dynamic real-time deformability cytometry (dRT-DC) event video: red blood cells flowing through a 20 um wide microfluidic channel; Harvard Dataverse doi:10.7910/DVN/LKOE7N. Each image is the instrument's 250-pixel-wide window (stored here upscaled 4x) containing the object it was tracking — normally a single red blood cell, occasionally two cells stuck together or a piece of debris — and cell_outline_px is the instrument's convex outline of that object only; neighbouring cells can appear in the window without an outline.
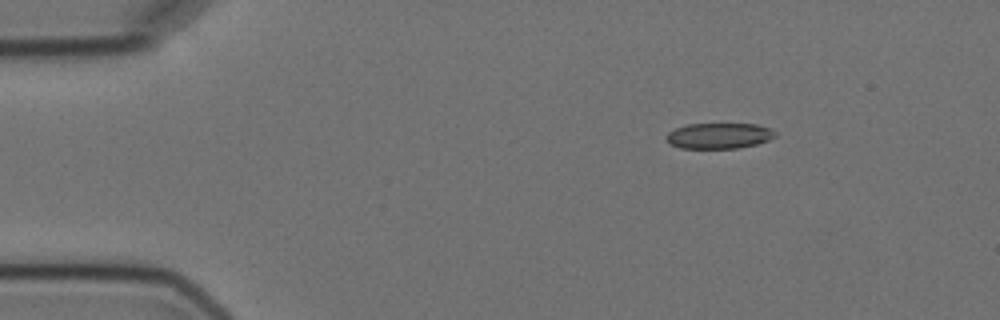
{"species": "Egyptian fruit bat (a non-hibernating species)", "species_latin": "Rousettus aegyptiacus", "temperature_condition": "cold", "stored_images_in_passage": 4, "camera_frame_rate_fps": 3000, "um_per_image_px": 0.085, "animal": {"sex": "female"}, "frame": {"image": 1, "passage_image": 1, "time_ms": 0.0, "image_size_px": [1000, 320], "cell_outline_px": [[776, 136], [768, 140], [756, 144], [736, 148], [680, 148], [668, 144], [664, 136], [668, 132], [676, 128], [688, 124], [756, 124], [768, 128], [776, 132]], "centroid_in_image_um": [61.06, 11.54], "position_along_channel_um": 23.9, "area_um2": 16.3}}
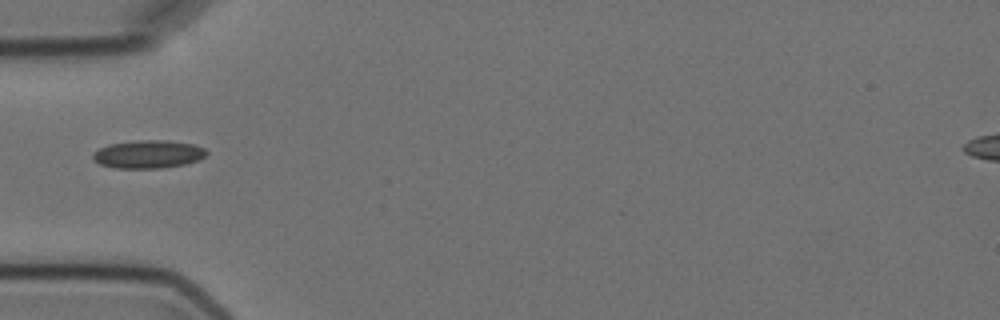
{"frame": {"image": 2, "passage_image": 4, "time_ms": 3.333, "image_size_px": [1000, 320], "cell_outline_px": [[208, 152], [204, 156], [196, 160], [184, 164], [160, 168], [112, 168], [100, 164], [92, 160], [92, 152], [108, 144], [140, 140], [168, 140], [192, 144], [204, 148]], "centroid_in_image_um": [12.54, 13.11], "position_along_channel_um": 72.5, "area_um2": 18.55}}